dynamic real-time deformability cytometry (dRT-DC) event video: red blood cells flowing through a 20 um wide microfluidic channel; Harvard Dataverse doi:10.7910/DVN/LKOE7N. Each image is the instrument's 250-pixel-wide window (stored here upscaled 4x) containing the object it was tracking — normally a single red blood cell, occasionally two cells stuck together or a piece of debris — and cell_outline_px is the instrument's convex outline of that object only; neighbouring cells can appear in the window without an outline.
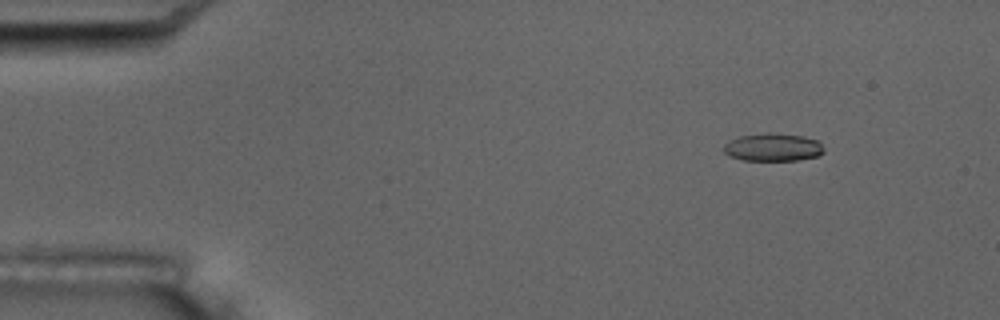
{"species": "common noctule bat (a hibernating species)", "species_latin": "Nyctalus noctula", "temperature_condition": "room temperature", "stored_images_in_passage": 4, "camera_frame_rate_fps": 3000, "um_per_image_px": 0.085, "animal": {"sex": "male", "body_mass_g": 17.5, "forearm_length_mm": 52.3}, "frame": {"image": 1, "passage_image": 1, "time_ms": 0.0, "image_size_px": [1000, 320], "cell_outline_px": [[824, 152], [820, 156], [796, 160], [744, 160], [728, 156], [724, 152], [724, 144], [740, 136], [768, 132], [804, 136], [816, 140], [824, 148]], "centroid_in_image_um": [65.71, 12.52], "position_along_channel_um": 19.3, "area_um2": 16.24}}
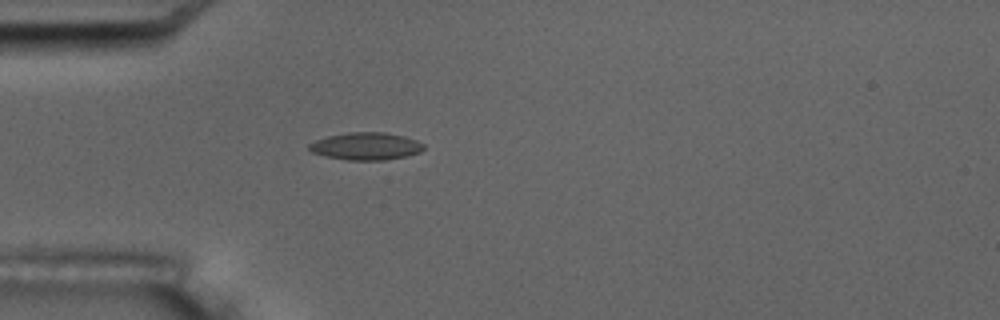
{"frame": {"image": 2, "passage_image": 4, "time_ms": 3.333, "image_size_px": [1000, 320], "cell_outline_px": [[424, 148], [420, 152], [408, 156], [384, 160], [348, 160], [324, 156], [312, 152], [308, 148], [308, 144], [316, 140], [328, 136], [348, 132], [384, 132], [404, 136], [416, 140], [424, 144]], "centroid_in_image_um": [31.11, 12.43], "position_along_channel_um": 53.9, "area_um2": 18.38}}